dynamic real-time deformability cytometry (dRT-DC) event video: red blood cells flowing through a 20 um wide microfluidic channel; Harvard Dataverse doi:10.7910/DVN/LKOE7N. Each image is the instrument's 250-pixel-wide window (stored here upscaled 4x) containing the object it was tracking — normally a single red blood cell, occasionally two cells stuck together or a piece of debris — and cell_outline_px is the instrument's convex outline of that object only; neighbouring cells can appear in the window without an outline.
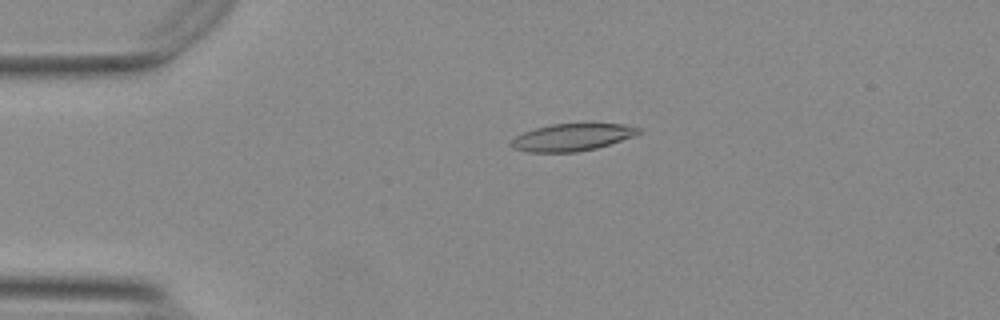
{"species": "Egyptian fruit bat (a non-hibernating species)", "species_latin": "Rousettus aegyptiacus", "temperature_condition": "warm", "stored_images_in_passage": 54, "camera_frame_rate_fps": 3000, "um_per_image_px": 0.085, "animal": {"sex": "female"}, "frame": {"image": 1, "passage_image": 12, "time_ms": 3.667, "image_size_px": [1000, 320], "cell_outline_px": [[640, 132], [636, 136], [596, 148], [576, 152], [528, 152], [512, 148], [512, 140], [516, 136], [524, 132], [536, 128], [552, 124], [624, 124], [640, 128]], "centroid_in_image_um": [48.65, 11.67], "position_along_channel_um": 36.4, "area_um2": 20.0}}
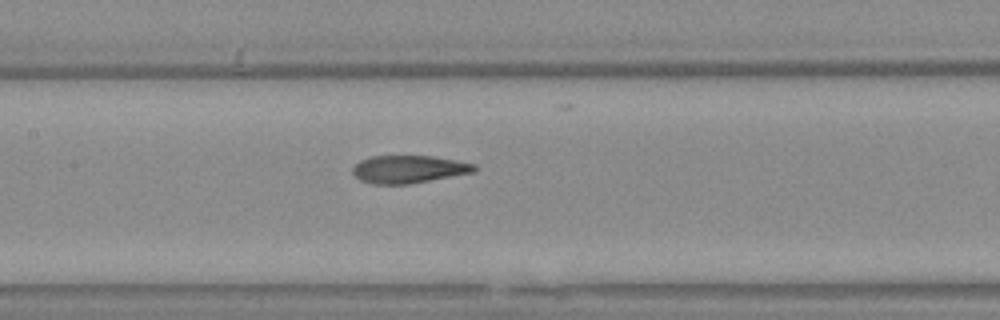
{"frame": {"image": 2, "passage_image": 26, "time_ms": 8.333, "image_size_px": [1000, 320], "cell_outline_px": [[476, 172], [408, 184], [372, 184], [360, 180], [352, 172], [352, 168], [360, 160], [372, 156], [432, 156], [456, 160], [476, 164]], "centroid_in_image_um": [34.75, 14.38], "position_along_channel_um": 172.7, "area_um2": 19.65}}
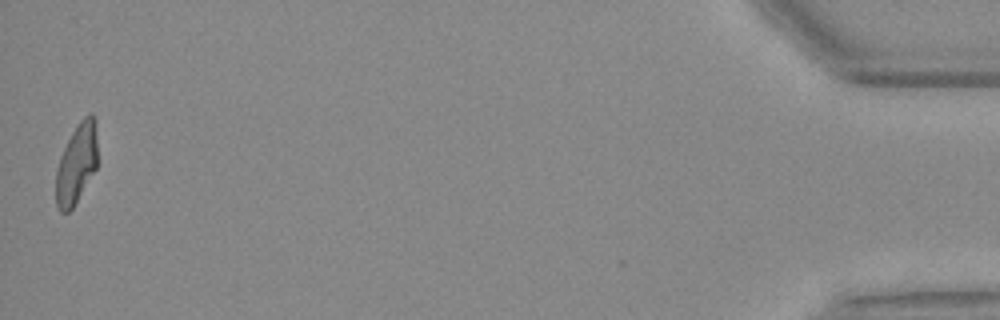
{"frame": {"image": 3, "passage_image": 54, "time_ms": 17.667, "image_size_px": [1000, 320], "cell_outline_px": [[96, 168], [72, 208], [68, 212], [60, 212], [56, 204], [56, 172], [60, 156], [72, 132], [80, 120], [84, 116], [92, 112], [96, 120]], "centroid_in_image_um": [6.5, 13.89], "position_along_channel_um": 428.7, "area_um2": 19.07}, "authors_computed_cell_mechanics": {"area_um2": 20.3167, "velocity_mm_per_s": 3.7583, "shape_relaxation_time_tau1_ms": null, "shape_relaxation_time_tau2_ms": 1.67, "deformation_change_tau1": null, "deformation_change_tau2": 0.0937}}